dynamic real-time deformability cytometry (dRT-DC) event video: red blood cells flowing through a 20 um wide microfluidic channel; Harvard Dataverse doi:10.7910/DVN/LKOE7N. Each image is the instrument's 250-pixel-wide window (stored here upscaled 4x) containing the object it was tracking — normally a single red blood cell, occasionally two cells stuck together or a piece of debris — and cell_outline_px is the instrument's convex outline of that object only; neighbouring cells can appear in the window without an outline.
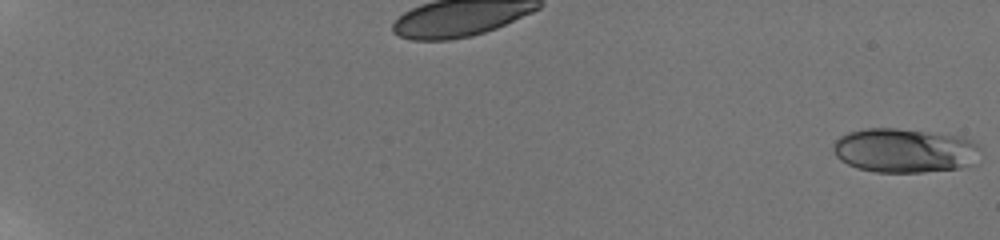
{"species": "human", "species_latin": "Homo sapiens", "temperature_condition": "room temperature", "stored_images_in_passage": 59, "camera_frame_rate_fps": 3000, "um_per_image_px": 0.085, "donor": {"sex": "male"}, "frame": {"image": 1, "passage_image": 1, "time_ms": 0.0, "image_size_px": [1000, 240], "cell_outline_px": [[980, 148], [968, 164], [960, 168], [924, 172], [876, 172], [856, 168], [840, 160], [836, 156], [832, 148], [832, 144], [840, 136], [848, 132], [864, 128], [896, 128], [960, 136], [972, 140], [980, 144]], "centroid_in_image_um": [76.81, 12.78], "position_along_channel_um": 8.2, "area_um2": 37.8}}
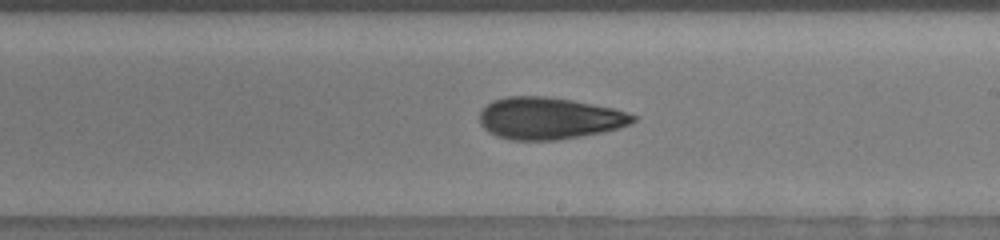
{"frame": {"image": 2, "passage_image": 39, "time_ms": 12.667, "image_size_px": [1000, 240], "cell_outline_px": [[636, 120], [628, 124], [604, 132], [556, 140], [512, 140], [496, 136], [488, 132], [480, 124], [480, 112], [492, 100], [504, 96], [544, 96], [572, 100], [612, 108], [628, 112], [636, 116]], "centroid_in_image_um": [46.64, 10.05], "position_along_channel_um": 242.4, "area_um2": 37.4}}
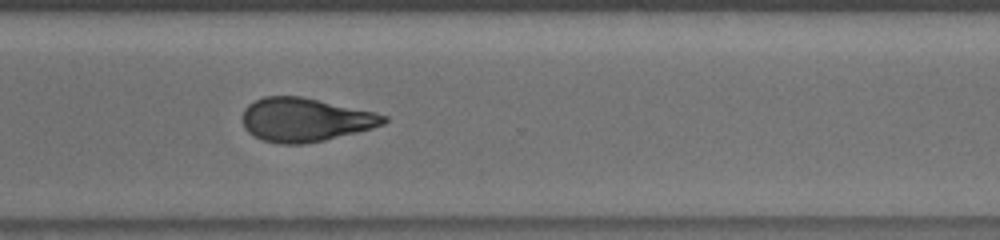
{"frame": {"image": 3, "passage_image": 47, "time_ms": 15.333, "image_size_px": [1000, 240], "cell_outline_px": [[388, 120], [384, 124], [372, 128], [324, 140], [304, 144], [280, 144], [264, 140], [248, 132], [244, 128], [244, 108], [248, 104], [264, 96], [300, 96], [376, 112], [388, 116]], "centroid_in_image_um": [25.96, 10.17], "position_along_channel_um": 344.6, "area_um2": 35.72}, "authors_computed_cell_mechanics": {"area_um2": 36.0672, "velocity_mm_per_s": 3.8441, "shape_relaxation_time_tau1_ms": 5.5828, "shape_relaxation_time_tau2_ms": 4.3142, "deformation_change_tau1": 0.1779, "deformation_change_tau2": 0.1256}}